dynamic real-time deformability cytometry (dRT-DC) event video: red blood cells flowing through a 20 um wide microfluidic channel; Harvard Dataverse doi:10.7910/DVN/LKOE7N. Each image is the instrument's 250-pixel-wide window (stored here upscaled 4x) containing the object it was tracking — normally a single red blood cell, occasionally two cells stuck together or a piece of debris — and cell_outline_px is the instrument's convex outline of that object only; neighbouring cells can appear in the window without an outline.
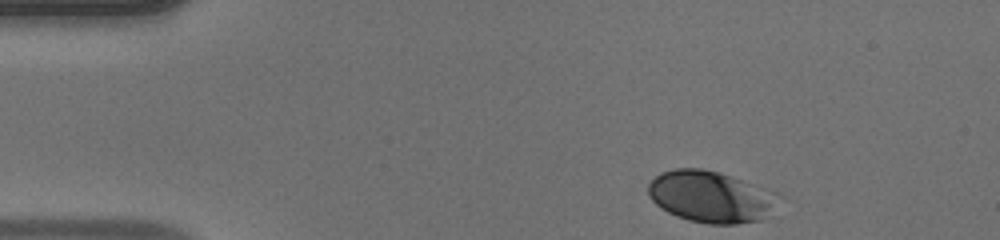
{"species": "human", "species_latin": "Homo sapiens", "temperature_condition": "warm", "stored_images_in_passage": 43, "camera_frame_rate_fps": 3000, "um_per_image_px": 0.085, "donor": {"sex": "male"}, "frame": {"image": 1, "passage_image": 1, "time_ms": 0.0, "image_size_px": [1000, 240], "cell_outline_px": [[784, 196], [764, 220], [736, 224], [708, 224], [688, 220], [676, 216], [660, 208], [648, 196], [648, 184], [656, 176], [664, 172], [676, 168], [700, 168], [716, 172], [780, 192]], "centroid_in_image_um": [60.48, 16.74], "position_along_channel_um": 24.5, "area_um2": 39.54}}
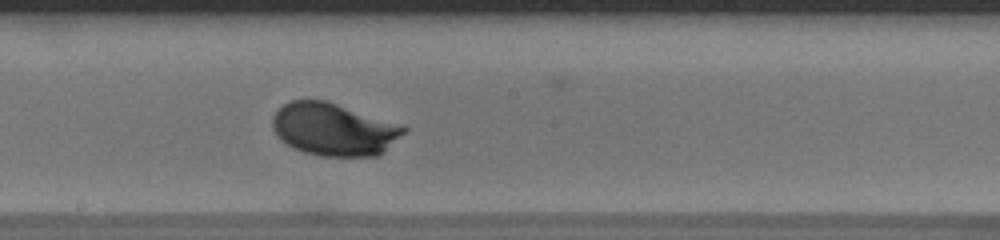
{"frame": {"image": 2, "passage_image": 21, "time_ms": 6.667, "image_size_px": [1000, 240], "cell_outline_px": [[408, 128], [384, 152], [376, 156], [320, 156], [304, 152], [292, 148], [280, 140], [272, 128], [272, 116], [284, 104], [292, 100], [328, 100], [404, 124]], "centroid_in_image_um": [28.39, 10.98], "position_along_channel_um": 219.8, "area_um2": 40.75}}
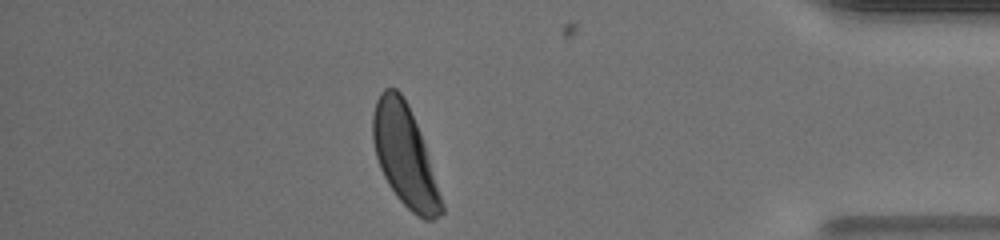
{"frame": {"image": 3, "passage_image": 37, "time_ms": 12.0, "image_size_px": [1000, 240], "cell_outline_px": [[444, 212], [432, 220], [424, 220], [412, 212], [396, 196], [388, 184], [380, 168], [376, 156], [372, 140], [372, 116], [376, 100], [380, 92], [384, 88], [396, 88], [400, 92], [408, 104], [420, 132], [444, 204]], "centroid_in_image_um": [34.39, 13.24], "position_along_channel_um": 400.8, "area_um2": 40.11}, "authors_computed_cell_mechanics": {"area_um2": 39.4774, "velocity_mm_per_s": 4.1109, "shape_relaxation_time_tau1_ms": 1.6987, "shape_relaxation_time_tau2_ms": null, "deformation_change_tau1": 0.1382, "deformation_change_tau2": null}}